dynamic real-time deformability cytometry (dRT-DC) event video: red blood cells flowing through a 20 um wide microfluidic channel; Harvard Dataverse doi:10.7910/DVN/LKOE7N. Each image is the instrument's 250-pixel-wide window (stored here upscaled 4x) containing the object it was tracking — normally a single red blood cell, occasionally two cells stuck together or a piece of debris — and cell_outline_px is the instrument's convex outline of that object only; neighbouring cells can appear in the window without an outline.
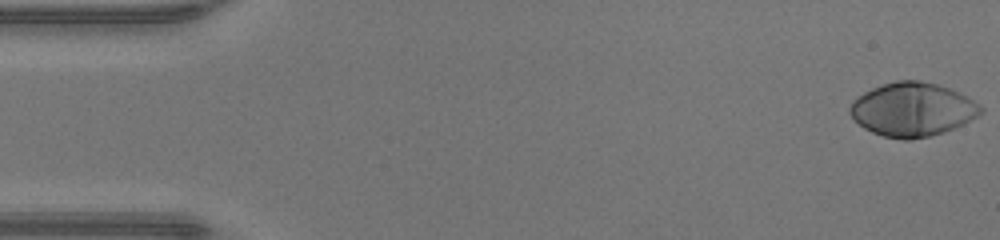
{"species": "human", "species_latin": "Homo sapiens", "temperature_condition": "warm", "stored_images_in_passage": 45, "camera_frame_rate_fps": 3000, "um_per_image_px": 0.085, "donor": {"sex": "male"}, "frame": {"image": 1, "passage_image": 1, "time_ms": 0.0, "image_size_px": [1000, 240], "cell_outline_px": [[984, 112], [944, 132], [928, 136], [908, 140], [904, 140], [884, 136], [872, 132], [864, 128], [848, 112], [848, 108], [852, 100], [864, 92], [872, 88], [896, 80], [920, 80], [952, 88], [972, 100], [984, 108]], "centroid_in_image_um": [77.53, 9.29], "position_along_channel_um": 7.5, "area_um2": 40.69}}
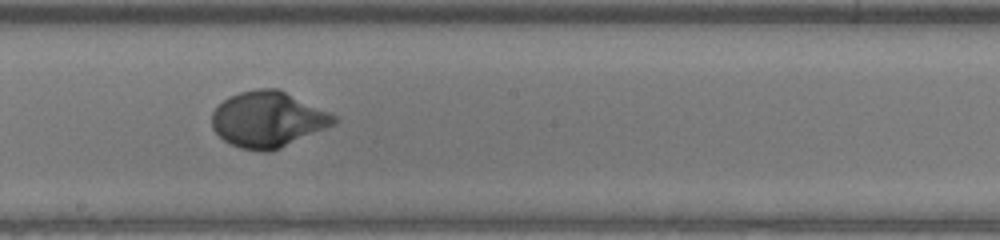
{"frame": {"image": 2, "passage_image": 26, "time_ms": 8.333, "image_size_px": [1000, 240], "cell_outline_px": [[340, 120], [336, 124], [280, 148], [268, 152], [260, 152], [240, 148], [224, 140], [212, 128], [212, 112], [228, 96], [240, 92], [260, 88], [276, 88], [340, 116]], "centroid_in_image_um": [22.81, 10.15], "position_along_channel_um": 225.4, "area_um2": 39.77}}
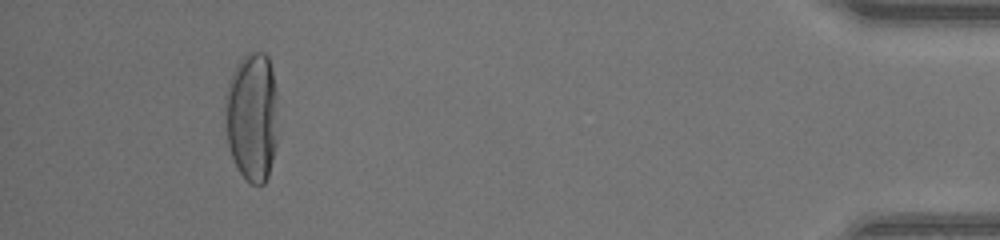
{"frame": {"image": 3, "passage_image": 44, "time_ms": 14.333, "image_size_px": [1000, 240], "cell_outline_px": [[276, 144], [268, 176], [264, 184], [252, 184], [240, 172], [232, 156], [228, 144], [224, 120], [224, 96], [228, 80], [232, 72], [240, 60], [248, 52], [264, 52], [268, 56], [272, 68], [276, 88]], "centroid_in_image_um": [21.4, 9.87], "position_along_channel_um": 413.8, "area_um2": 40.06}}